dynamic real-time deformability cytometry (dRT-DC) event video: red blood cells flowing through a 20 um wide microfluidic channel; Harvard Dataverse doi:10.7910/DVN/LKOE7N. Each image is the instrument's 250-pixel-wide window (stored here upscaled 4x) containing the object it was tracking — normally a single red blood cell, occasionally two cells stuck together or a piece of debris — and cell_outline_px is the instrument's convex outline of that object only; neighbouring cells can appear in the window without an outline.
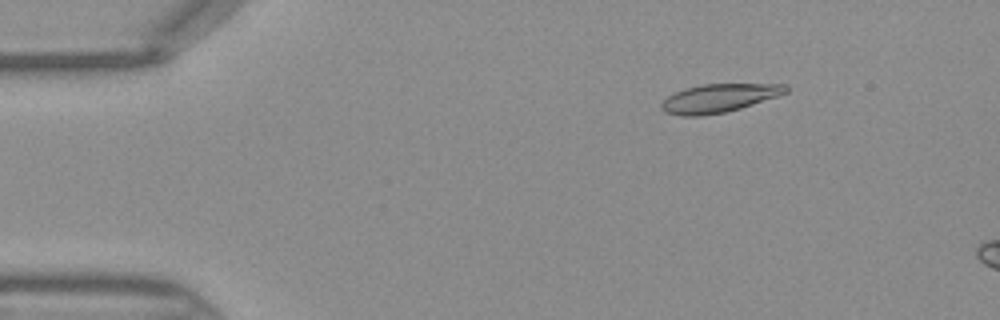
{"species": "Egyptian fruit bat (a non-hibernating species)", "species_latin": "Rousettus aegyptiacus", "temperature_condition": "warm", "stored_images_in_passage": 12, "camera_frame_rate_fps": 3000, "um_per_image_px": 0.085, "frame": {"image": 1, "passage_image": 7, "time_ms": 2.0, "image_size_px": [1000, 320], "cell_outline_px": [[788, 92], [740, 108], [724, 112], [700, 116], [680, 116], [664, 112], [660, 108], [660, 104], [668, 96], [684, 88], [704, 84], [788, 84]], "centroid_in_image_um": [61.07, 8.34], "position_along_channel_um": 23.9, "area_um2": 20.46}}